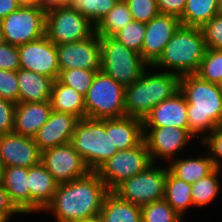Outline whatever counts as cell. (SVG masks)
Masks as SVG:
<instances>
[{
    "label": "cell",
    "mask_w": 222,
    "mask_h": 222,
    "mask_svg": "<svg viewBox=\"0 0 222 222\" xmlns=\"http://www.w3.org/2000/svg\"><path fill=\"white\" fill-rule=\"evenodd\" d=\"M202 142L208 146L210 152H208L215 168H221L222 159V126L217 127L209 135H203L201 137Z\"/></svg>",
    "instance_id": "obj_40"
},
{
    "label": "cell",
    "mask_w": 222,
    "mask_h": 222,
    "mask_svg": "<svg viewBox=\"0 0 222 222\" xmlns=\"http://www.w3.org/2000/svg\"><path fill=\"white\" fill-rule=\"evenodd\" d=\"M3 165H2V163H1V161H0V182H2V175H3Z\"/></svg>",
    "instance_id": "obj_51"
},
{
    "label": "cell",
    "mask_w": 222,
    "mask_h": 222,
    "mask_svg": "<svg viewBox=\"0 0 222 222\" xmlns=\"http://www.w3.org/2000/svg\"><path fill=\"white\" fill-rule=\"evenodd\" d=\"M117 2L118 0H75L71 5L96 26Z\"/></svg>",
    "instance_id": "obj_35"
},
{
    "label": "cell",
    "mask_w": 222,
    "mask_h": 222,
    "mask_svg": "<svg viewBox=\"0 0 222 222\" xmlns=\"http://www.w3.org/2000/svg\"><path fill=\"white\" fill-rule=\"evenodd\" d=\"M110 190L96 171L58 184L52 201L43 211H52L56 222H75L100 214L105 195Z\"/></svg>",
    "instance_id": "obj_1"
},
{
    "label": "cell",
    "mask_w": 222,
    "mask_h": 222,
    "mask_svg": "<svg viewBox=\"0 0 222 222\" xmlns=\"http://www.w3.org/2000/svg\"><path fill=\"white\" fill-rule=\"evenodd\" d=\"M219 86H220L221 93H222V81H221V83L219 84Z\"/></svg>",
    "instance_id": "obj_53"
},
{
    "label": "cell",
    "mask_w": 222,
    "mask_h": 222,
    "mask_svg": "<svg viewBox=\"0 0 222 222\" xmlns=\"http://www.w3.org/2000/svg\"><path fill=\"white\" fill-rule=\"evenodd\" d=\"M143 132V140L153 164L156 158H164L168 161L172 159L175 153L187 146L190 138L193 137L186 129L171 126L143 127Z\"/></svg>",
    "instance_id": "obj_15"
},
{
    "label": "cell",
    "mask_w": 222,
    "mask_h": 222,
    "mask_svg": "<svg viewBox=\"0 0 222 222\" xmlns=\"http://www.w3.org/2000/svg\"><path fill=\"white\" fill-rule=\"evenodd\" d=\"M100 216L102 222H142L141 206L121 199L112 190L105 195Z\"/></svg>",
    "instance_id": "obj_26"
},
{
    "label": "cell",
    "mask_w": 222,
    "mask_h": 222,
    "mask_svg": "<svg viewBox=\"0 0 222 222\" xmlns=\"http://www.w3.org/2000/svg\"><path fill=\"white\" fill-rule=\"evenodd\" d=\"M186 5V0H157L160 14L181 17Z\"/></svg>",
    "instance_id": "obj_43"
},
{
    "label": "cell",
    "mask_w": 222,
    "mask_h": 222,
    "mask_svg": "<svg viewBox=\"0 0 222 222\" xmlns=\"http://www.w3.org/2000/svg\"><path fill=\"white\" fill-rule=\"evenodd\" d=\"M133 20L125 0H118L114 7L95 26L99 37H112Z\"/></svg>",
    "instance_id": "obj_30"
},
{
    "label": "cell",
    "mask_w": 222,
    "mask_h": 222,
    "mask_svg": "<svg viewBox=\"0 0 222 222\" xmlns=\"http://www.w3.org/2000/svg\"><path fill=\"white\" fill-rule=\"evenodd\" d=\"M220 168H215L206 177L192 184V202L194 206L202 207L212 202L220 189L218 175Z\"/></svg>",
    "instance_id": "obj_31"
},
{
    "label": "cell",
    "mask_w": 222,
    "mask_h": 222,
    "mask_svg": "<svg viewBox=\"0 0 222 222\" xmlns=\"http://www.w3.org/2000/svg\"><path fill=\"white\" fill-rule=\"evenodd\" d=\"M180 26L179 17L166 14H159L146 24L141 57L149 66L159 59L166 44Z\"/></svg>",
    "instance_id": "obj_16"
},
{
    "label": "cell",
    "mask_w": 222,
    "mask_h": 222,
    "mask_svg": "<svg viewBox=\"0 0 222 222\" xmlns=\"http://www.w3.org/2000/svg\"><path fill=\"white\" fill-rule=\"evenodd\" d=\"M206 50L201 28L181 25L166 44L162 55L150 67L172 69V73L178 76L194 74Z\"/></svg>",
    "instance_id": "obj_4"
},
{
    "label": "cell",
    "mask_w": 222,
    "mask_h": 222,
    "mask_svg": "<svg viewBox=\"0 0 222 222\" xmlns=\"http://www.w3.org/2000/svg\"><path fill=\"white\" fill-rule=\"evenodd\" d=\"M20 68L45 75L54 81L58 79L60 69L56 45L46 35L18 46Z\"/></svg>",
    "instance_id": "obj_13"
},
{
    "label": "cell",
    "mask_w": 222,
    "mask_h": 222,
    "mask_svg": "<svg viewBox=\"0 0 222 222\" xmlns=\"http://www.w3.org/2000/svg\"><path fill=\"white\" fill-rule=\"evenodd\" d=\"M16 0H0V20L19 8Z\"/></svg>",
    "instance_id": "obj_45"
},
{
    "label": "cell",
    "mask_w": 222,
    "mask_h": 222,
    "mask_svg": "<svg viewBox=\"0 0 222 222\" xmlns=\"http://www.w3.org/2000/svg\"><path fill=\"white\" fill-rule=\"evenodd\" d=\"M191 193L192 184L175 177L168 171L164 200H166L182 218L185 210L193 206Z\"/></svg>",
    "instance_id": "obj_28"
},
{
    "label": "cell",
    "mask_w": 222,
    "mask_h": 222,
    "mask_svg": "<svg viewBox=\"0 0 222 222\" xmlns=\"http://www.w3.org/2000/svg\"><path fill=\"white\" fill-rule=\"evenodd\" d=\"M142 222H182V217L166 200H159L141 206Z\"/></svg>",
    "instance_id": "obj_32"
},
{
    "label": "cell",
    "mask_w": 222,
    "mask_h": 222,
    "mask_svg": "<svg viewBox=\"0 0 222 222\" xmlns=\"http://www.w3.org/2000/svg\"><path fill=\"white\" fill-rule=\"evenodd\" d=\"M179 91L187 102L188 132L193 138L199 139L204 131L211 133L222 126V93L218 84L195 73L188 74L180 76Z\"/></svg>",
    "instance_id": "obj_2"
},
{
    "label": "cell",
    "mask_w": 222,
    "mask_h": 222,
    "mask_svg": "<svg viewBox=\"0 0 222 222\" xmlns=\"http://www.w3.org/2000/svg\"><path fill=\"white\" fill-rule=\"evenodd\" d=\"M179 82L180 76L171 71L148 74L145 70L132 85L125 87L126 116L144 120L152 108L179 91Z\"/></svg>",
    "instance_id": "obj_3"
},
{
    "label": "cell",
    "mask_w": 222,
    "mask_h": 222,
    "mask_svg": "<svg viewBox=\"0 0 222 222\" xmlns=\"http://www.w3.org/2000/svg\"><path fill=\"white\" fill-rule=\"evenodd\" d=\"M2 185L10 201L22 214L30 213V190L27 167H4Z\"/></svg>",
    "instance_id": "obj_22"
},
{
    "label": "cell",
    "mask_w": 222,
    "mask_h": 222,
    "mask_svg": "<svg viewBox=\"0 0 222 222\" xmlns=\"http://www.w3.org/2000/svg\"><path fill=\"white\" fill-rule=\"evenodd\" d=\"M40 162L58 184L84 177L91 171L71 143L45 149Z\"/></svg>",
    "instance_id": "obj_12"
},
{
    "label": "cell",
    "mask_w": 222,
    "mask_h": 222,
    "mask_svg": "<svg viewBox=\"0 0 222 222\" xmlns=\"http://www.w3.org/2000/svg\"><path fill=\"white\" fill-rule=\"evenodd\" d=\"M30 190V213L43 211L52 201L58 183L52 174L40 162L28 168Z\"/></svg>",
    "instance_id": "obj_21"
},
{
    "label": "cell",
    "mask_w": 222,
    "mask_h": 222,
    "mask_svg": "<svg viewBox=\"0 0 222 222\" xmlns=\"http://www.w3.org/2000/svg\"><path fill=\"white\" fill-rule=\"evenodd\" d=\"M0 97L19 103V86L16 72L0 69Z\"/></svg>",
    "instance_id": "obj_39"
},
{
    "label": "cell",
    "mask_w": 222,
    "mask_h": 222,
    "mask_svg": "<svg viewBox=\"0 0 222 222\" xmlns=\"http://www.w3.org/2000/svg\"><path fill=\"white\" fill-rule=\"evenodd\" d=\"M206 47L222 51V16L216 14L201 27Z\"/></svg>",
    "instance_id": "obj_38"
},
{
    "label": "cell",
    "mask_w": 222,
    "mask_h": 222,
    "mask_svg": "<svg viewBox=\"0 0 222 222\" xmlns=\"http://www.w3.org/2000/svg\"><path fill=\"white\" fill-rule=\"evenodd\" d=\"M46 9L20 6L16 11L0 20L4 41L20 46L45 35Z\"/></svg>",
    "instance_id": "obj_11"
},
{
    "label": "cell",
    "mask_w": 222,
    "mask_h": 222,
    "mask_svg": "<svg viewBox=\"0 0 222 222\" xmlns=\"http://www.w3.org/2000/svg\"><path fill=\"white\" fill-rule=\"evenodd\" d=\"M151 164L145 171L123 180L112 191L121 199L138 206L164 199L168 167Z\"/></svg>",
    "instance_id": "obj_9"
},
{
    "label": "cell",
    "mask_w": 222,
    "mask_h": 222,
    "mask_svg": "<svg viewBox=\"0 0 222 222\" xmlns=\"http://www.w3.org/2000/svg\"><path fill=\"white\" fill-rule=\"evenodd\" d=\"M61 5V0H39V7L49 9Z\"/></svg>",
    "instance_id": "obj_46"
},
{
    "label": "cell",
    "mask_w": 222,
    "mask_h": 222,
    "mask_svg": "<svg viewBox=\"0 0 222 222\" xmlns=\"http://www.w3.org/2000/svg\"><path fill=\"white\" fill-rule=\"evenodd\" d=\"M132 18L135 21L147 24L154 17L158 16L159 10L157 0H125Z\"/></svg>",
    "instance_id": "obj_37"
},
{
    "label": "cell",
    "mask_w": 222,
    "mask_h": 222,
    "mask_svg": "<svg viewBox=\"0 0 222 222\" xmlns=\"http://www.w3.org/2000/svg\"><path fill=\"white\" fill-rule=\"evenodd\" d=\"M169 171L177 178L189 184H194L206 177L214 169V164L209 154L199 158L174 159L168 167Z\"/></svg>",
    "instance_id": "obj_27"
},
{
    "label": "cell",
    "mask_w": 222,
    "mask_h": 222,
    "mask_svg": "<svg viewBox=\"0 0 222 222\" xmlns=\"http://www.w3.org/2000/svg\"><path fill=\"white\" fill-rule=\"evenodd\" d=\"M143 136V120L130 116L111 118V140L118 151L139 145Z\"/></svg>",
    "instance_id": "obj_24"
},
{
    "label": "cell",
    "mask_w": 222,
    "mask_h": 222,
    "mask_svg": "<svg viewBox=\"0 0 222 222\" xmlns=\"http://www.w3.org/2000/svg\"><path fill=\"white\" fill-rule=\"evenodd\" d=\"M124 95L123 85L102 70L97 71L91 87L84 96L86 117L93 119L125 117Z\"/></svg>",
    "instance_id": "obj_7"
},
{
    "label": "cell",
    "mask_w": 222,
    "mask_h": 222,
    "mask_svg": "<svg viewBox=\"0 0 222 222\" xmlns=\"http://www.w3.org/2000/svg\"><path fill=\"white\" fill-rule=\"evenodd\" d=\"M4 35H3V30L0 24V44L4 43Z\"/></svg>",
    "instance_id": "obj_50"
},
{
    "label": "cell",
    "mask_w": 222,
    "mask_h": 222,
    "mask_svg": "<svg viewBox=\"0 0 222 222\" xmlns=\"http://www.w3.org/2000/svg\"><path fill=\"white\" fill-rule=\"evenodd\" d=\"M95 32V25L71 4L47 9L45 35L55 45L84 40Z\"/></svg>",
    "instance_id": "obj_8"
},
{
    "label": "cell",
    "mask_w": 222,
    "mask_h": 222,
    "mask_svg": "<svg viewBox=\"0 0 222 222\" xmlns=\"http://www.w3.org/2000/svg\"><path fill=\"white\" fill-rule=\"evenodd\" d=\"M153 164L147 145L143 140L139 145L116 152L96 171L109 190H113L123 180L145 171Z\"/></svg>",
    "instance_id": "obj_10"
},
{
    "label": "cell",
    "mask_w": 222,
    "mask_h": 222,
    "mask_svg": "<svg viewBox=\"0 0 222 222\" xmlns=\"http://www.w3.org/2000/svg\"><path fill=\"white\" fill-rule=\"evenodd\" d=\"M217 14L222 16V0H218Z\"/></svg>",
    "instance_id": "obj_49"
},
{
    "label": "cell",
    "mask_w": 222,
    "mask_h": 222,
    "mask_svg": "<svg viewBox=\"0 0 222 222\" xmlns=\"http://www.w3.org/2000/svg\"><path fill=\"white\" fill-rule=\"evenodd\" d=\"M217 8L218 0H186L181 25L201 28L217 14Z\"/></svg>",
    "instance_id": "obj_29"
},
{
    "label": "cell",
    "mask_w": 222,
    "mask_h": 222,
    "mask_svg": "<svg viewBox=\"0 0 222 222\" xmlns=\"http://www.w3.org/2000/svg\"><path fill=\"white\" fill-rule=\"evenodd\" d=\"M16 104L0 97V136L13 133Z\"/></svg>",
    "instance_id": "obj_42"
},
{
    "label": "cell",
    "mask_w": 222,
    "mask_h": 222,
    "mask_svg": "<svg viewBox=\"0 0 222 222\" xmlns=\"http://www.w3.org/2000/svg\"><path fill=\"white\" fill-rule=\"evenodd\" d=\"M167 126L188 131L187 102L180 91L157 104L143 120V127Z\"/></svg>",
    "instance_id": "obj_19"
},
{
    "label": "cell",
    "mask_w": 222,
    "mask_h": 222,
    "mask_svg": "<svg viewBox=\"0 0 222 222\" xmlns=\"http://www.w3.org/2000/svg\"><path fill=\"white\" fill-rule=\"evenodd\" d=\"M60 72L68 69L101 70L100 37H90L72 43L56 45Z\"/></svg>",
    "instance_id": "obj_14"
},
{
    "label": "cell",
    "mask_w": 222,
    "mask_h": 222,
    "mask_svg": "<svg viewBox=\"0 0 222 222\" xmlns=\"http://www.w3.org/2000/svg\"><path fill=\"white\" fill-rule=\"evenodd\" d=\"M145 31V23L132 20L129 24L115 33L112 37L120 43H123L127 48L141 54Z\"/></svg>",
    "instance_id": "obj_36"
},
{
    "label": "cell",
    "mask_w": 222,
    "mask_h": 222,
    "mask_svg": "<svg viewBox=\"0 0 222 222\" xmlns=\"http://www.w3.org/2000/svg\"><path fill=\"white\" fill-rule=\"evenodd\" d=\"M19 6L37 7L39 6V0H16Z\"/></svg>",
    "instance_id": "obj_47"
},
{
    "label": "cell",
    "mask_w": 222,
    "mask_h": 222,
    "mask_svg": "<svg viewBox=\"0 0 222 222\" xmlns=\"http://www.w3.org/2000/svg\"><path fill=\"white\" fill-rule=\"evenodd\" d=\"M0 69L16 72L20 69L18 46L0 44Z\"/></svg>",
    "instance_id": "obj_41"
},
{
    "label": "cell",
    "mask_w": 222,
    "mask_h": 222,
    "mask_svg": "<svg viewBox=\"0 0 222 222\" xmlns=\"http://www.w3.org/2000/svg\"><path fill=\"white\" fill-rule=\"evenodd\" d=\"M74 1L75 0H61V5H63V4H71Z\"/></svg>",
    "instance_id": "obj_52"
},
{
    "label": "cell",
    "mask_w": 222,
    "mask_h": 222,
    "mask_svg": "<svg viewBox=\"0 0 222 222\" xmlns=\"http://www.w3.org/2000/svg\"><path fill=\"white\" fill-rule=\"evenodd\" d=\"M79 118L63 112L52 111L48 120L33 137L39 150L56 147L71 142Z\"/></svg>",
    "instance_id": "obj_18"
},
{
    "label": "cell",
    "mask_w": 222,
    "mask_h": 222,
    "mask_svg": "<svg viewBox=\"0 0 222 222\" xmlns=\"http://www.w3.org/2000/svg\"><path fill=\"white\" fill-rule=\"evenodd\" d=\"M75 222H102V217L100 216V214H98L96 216H92Z\"/></svg>",
    "instance_id": "obj_48"
},
{
    "label": "cell",
    "mask_w": 222,
    "mask_h": 222,
    "mask_svg": "<svg viewBox=\"0 0 222 222\" xmlns=\"http://www.w3.org/2000/svg\"><path fill=\"white\" fill-rule=\"evenodd\" d=\"M195 74L203 80L219 85L222 81V51L207 48Z\"/></svg>",
    "instance_id": "obj_33"
},
{
    "label": "cell",
    "mask_w": 222,
    "mask_h": 222,
    "mask_svg": "<svg viewBox=\"0 0 222 222\" xmlns=\"http://www.w3.org/2000/svg\"><path fill=\"white\" fill-rule=\"evenodd\" d=\"M16 213L22 214L10 201L6 189L0 182V219L4 222H9L10 217Z\"/></svg>",
    "instance_id": "obj_44"
},
{
    "label": "cell",
    "mask_w": 222,
    "mask_h": 222,
    "mask_svg": "<svg viewBox=\"0 0 222 222\" xmlns=\"http://www.w3.org/2000/svg\"><path fill=\"white\" fill-rule=\"evenodd\" d=\"M101 70L124 87L139 79L148 64L141 54L113 37H100Z\"/></svg>",
    "instance_id": "obj_6"
},
{
    "label": "cell",
    "mask_w": 222,
    "mask_h": 222,
    "mask_svg": "<svg viewBox=\"0 0 222 222\" xmlns=\"http://www.w3.org/2000/svg\"><path fill=\"white\" fill-rule=\"evenodd\" d=\"M50 104L52 111L69 113L79 119L86 117L84 96L58 79L52 85Z\"/></svg>",
    "instance_id": "obj_25"
},
{
    "label": "cell",
    "mask_w": 222,
    "mask_h": 222,
    "mask_svg": "<svg viewBox=\"0 0 222 222\" xmlns=\"http://www.w3.org/2000/svg\"><path fill=\"white\" fill-rule=\"evenodd\" d=\"M97 71L100 70H87L80 68L63 70L59 73L58 80L62 84L74 88L78 93L85 96L92 85Z\"/></svg>",
    "instance_id": "obj_34"
},
{
    "label": "cell",
    "mask_w": 222,
    "mask_h": 222,
    "mask_svg": "<svg viewBox=\"0 0 222 222\" xmlns=\"http://www.w3.org/2000/svg\"><path fill=\"white\" fill-rule=\"evenodd\" d=\"M51 112L50 101L16 103L13 132L33 138Z\"/></svg>",
    "instance_id": "obj_20"
},
{
    "label": "cell",
    "mask_w": 222,
    "mask_h": 222,
    "mask_svg": "<svg viewBox=\"0 0 222 222\" xmlns=\"http://www.w3.org/2000/svg\"><path fill=\"white\" fill-rule=\"evenodd\" d=\"M70 143L91 171L118 152L111 140V119H79Z\"/></svg>",
    "instance_id": "obj_5"
},
{
    "label": "cell",
    "mask_w": 222,
    "mask_h": 222,
    "mask_svg": "<svg viewBox=\"0 0 222 222\" xmlns=\"http://www.w3.org/2000/svg\"><path fill=\"white\" fill-rule=\"evenodd\" d=\"M19 86V103L50 101L54 80L32 71H16Z\"/></svg>",
    "instance_id": "obj_23"
},
{
    "label": "cell",
    "mask_w": 222,
    "mask_h": 222,
    "mask_svg": "<svg viewBox=\"0 0 222 222\" xmlns=\"http://www.w3.org/2000/svg\"><path fill=\"white\" fill-rule=\"evenodd\" d=\"M41 151L34 139L16 133L0 136V161L3 167H33L40 163Z\"/></svg>",
    "instance_id": "obj_17"
}]
</instances>
